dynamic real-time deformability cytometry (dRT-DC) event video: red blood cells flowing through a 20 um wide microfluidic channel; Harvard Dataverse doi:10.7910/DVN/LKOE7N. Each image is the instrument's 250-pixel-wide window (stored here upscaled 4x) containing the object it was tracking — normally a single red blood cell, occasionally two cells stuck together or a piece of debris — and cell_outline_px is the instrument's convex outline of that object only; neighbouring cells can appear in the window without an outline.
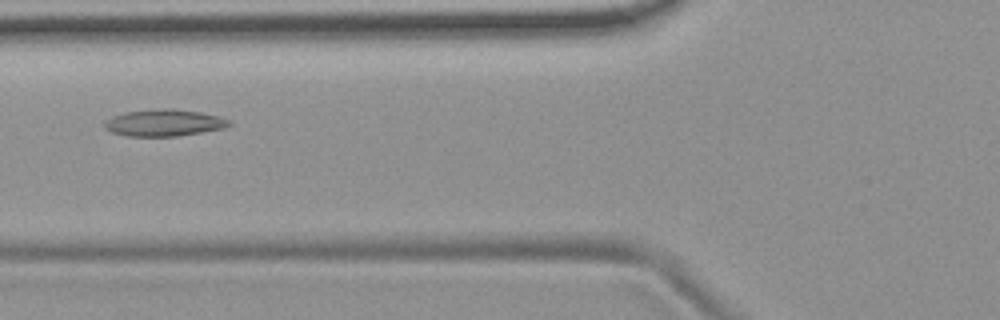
{"species": "common noctule bat (a hibernating species)", "species_latin": "Nyctalus noctula", "temperature_condition": "room temperature", "stored_images_in_passage": 31, "camera_frame_rate_fps": 3000, "um_per_image_px": 0.085, "animal": {"sex": "female", "body_mass_g": 19.9}, "frame": {"image": 1, "passage_image": 18, "time_ms": 5.667, "image_size_px": [1000, 320], "cell_outline_px": [[232, 124], [224, 128], [176, 136], [128, 136], [112, 132], [104, 128], [104, 124], [112, 116], [124, 112], [156, 108], [172, 108], [200, 112], [220, 116], [232, 120]], "centroid_in_image_um": [13.97, 10.42], "position_along_channel_um": 111.8, "area_um2": 19.54}}
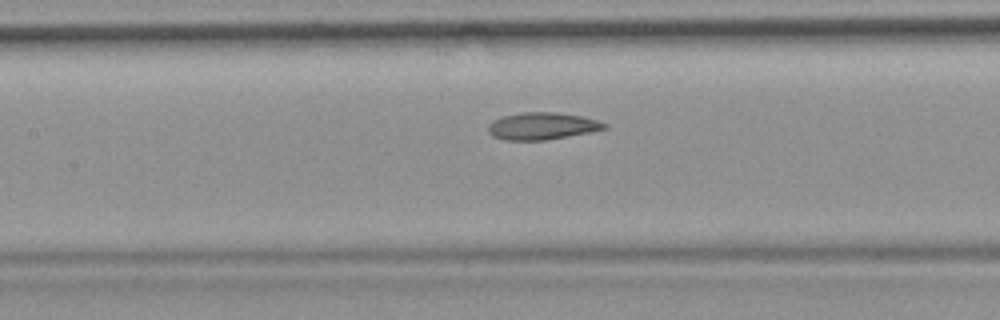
{"frame": {"image": 2, "passage_image": 22, "time_ms": 7.0, "image_size_px": [1000, 320], "cell_outline_px": [[608, 128], [592, 132], [544, 140], [504, 140], [492, 136], [488, 132], [488, 124], [504, 116], [524, 112], [560, 112], [580, 116], [596, 120], [608, 124]], "centroid_in_image_um": [46.1, 10.72], "position_along_channel_um": 161.3, "area_um2": 18.32}}